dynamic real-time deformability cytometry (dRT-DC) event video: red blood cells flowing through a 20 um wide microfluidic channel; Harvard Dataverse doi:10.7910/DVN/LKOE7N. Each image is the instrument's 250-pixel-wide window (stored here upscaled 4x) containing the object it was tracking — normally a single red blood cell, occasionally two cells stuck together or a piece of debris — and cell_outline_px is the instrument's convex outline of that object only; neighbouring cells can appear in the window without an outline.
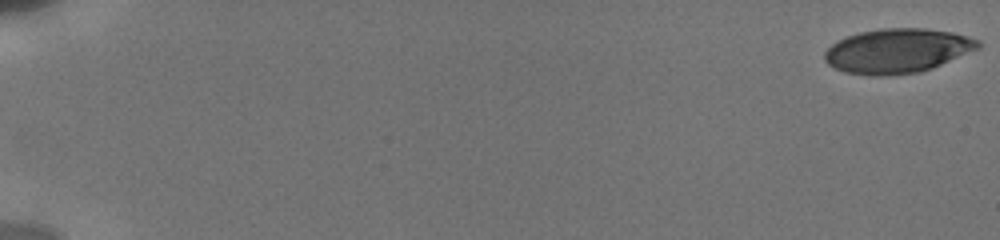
{"species": "human", "species_latin": "Homo sapiens", "temperature_condition": "cold", "stored_images_in_passage": 8, "camera_frame_rate_fps": 3000, "um_per_image_px": 0.085, "donor": {"sex": "male"}, "frame": {"image": 1, "passage_image": 1, "time_ms": 0.0, "image_size_px": [1000, 240], "cell_outline_px": [[980, 48], [932, 68], [920, 72], [880, 76], [872, 76], [844, 72], [828, 64], [824, 60], [824, 52], [832, 44], [848, 36], [860, 32], [880, 28], [924, 28], [952, 32], [968, 36], [980, 40]], "centroid_in_image_um": [76.29, 4.32], "position_along_channel_um": 8.7, "area_um2": 39.71}}
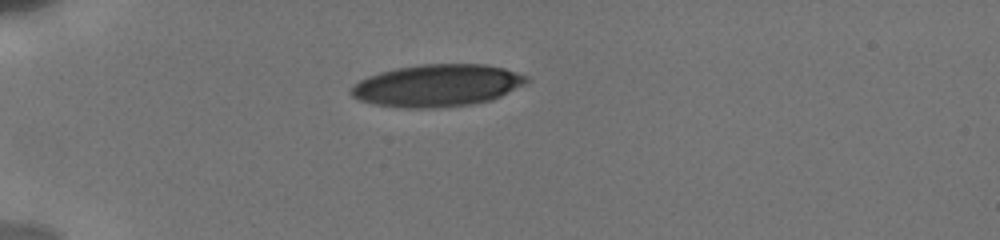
{"frame": {"image": 2, "passage_image": 6, "time_ms": 5.333, "image_size_px": [1000, 240], "cell_outline_px": [[528, 80], [524, 84], [492, 100], [472, 104], [432, 108], [404, 108], [376, 104], [360, 100], [352, 96], [348, 92], [352, 84], [368, 76], [380, 72], [396, 68], [420, 64], [484, 64], [504, 68], [528, 76]], "centroid_in_image_um": [37.13, 7.26], "position_along_channel_um": 47.9, "area_um2": 43.12}}
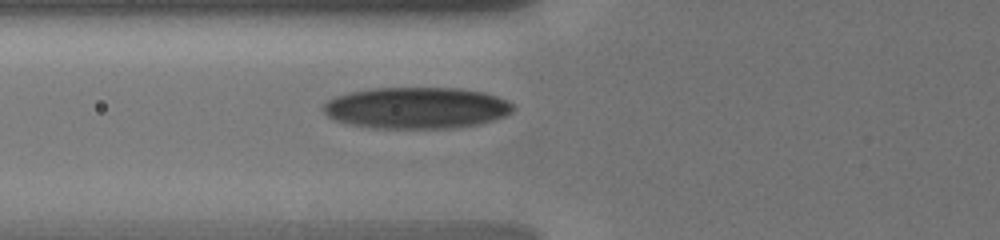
{"frame": {"image": 3, "passage_image": 8, "time_ms": 7.333, "image_size_px": [1000, 240], "cell_outline_px": [[516, 108], [512, 112], [504, 116], [480, 124], [452, 128], [372, 128], [348, 124], [336, 120], [328, 116], [320, 108], [328, 100], [336, 96], [348, 92], [372, 88], [460, 88], [484, 92], [508, 100], [516, 104]], "centroid_in_image_um": [35.42, 9.17], "position_along_channel_um": 90.4, "area_um2": 46.24}}